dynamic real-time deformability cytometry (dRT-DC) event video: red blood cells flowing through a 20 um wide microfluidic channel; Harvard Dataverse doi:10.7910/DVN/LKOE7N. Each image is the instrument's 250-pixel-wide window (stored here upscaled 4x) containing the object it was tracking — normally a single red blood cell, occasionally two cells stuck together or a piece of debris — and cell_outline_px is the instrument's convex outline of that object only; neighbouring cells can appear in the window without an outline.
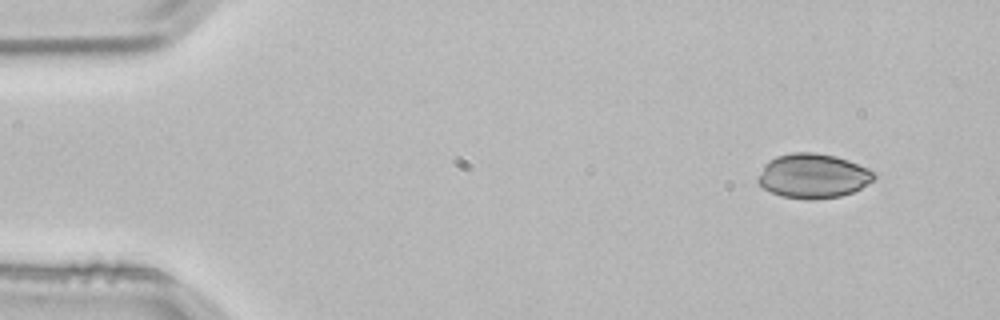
{"species": "common noctule bat (a hibernating species)", "species_latin": "Nyctalus noctula", "temperature_condition": "room temperature", "stored_images_in_passage": 3, "camera_frame_rate_fps": 3000, "um_per_image_px": 0.085, "animal": {"sex": "male", "body_mass_g": 21.5, "forearm_length_mm": 52.0}, "frame": {"image": 1, "passage_image": 1, "time_ms": 0.0, "image_size_px": [1000, 320], "cell_outline_px": [[876, 176], [872, 180], [860, 188], [852, 192], [840, 196], [816, 200], [808, 200], [780, 196], [764, 188], [756, 180], [764, 164], [768, 160], [776, 156], [792, 152], [816, 152], [836, 156], [848, 160], [868, 168], [876, 172]], "centroid_in_image_um": [69.09, 14.95], "position_along_channel_um": 15.9, "area_um2": 30.29}}
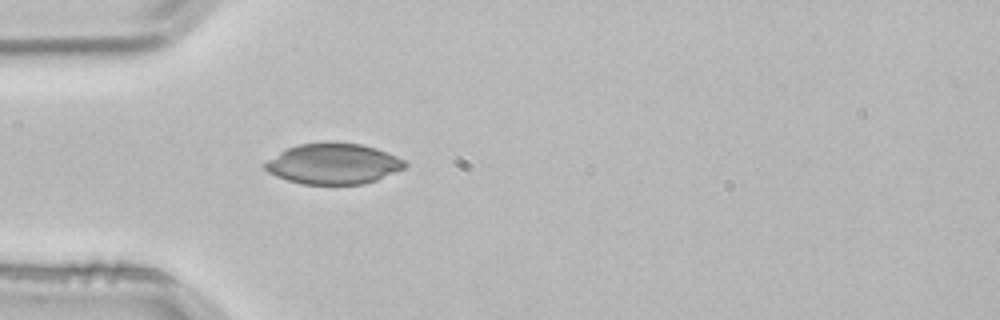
{"frame": {"image": 2, "passage_image": 3, "time_ms": 0.667, "image_size_px": [1000, 320], "cell_outline_px": [[408, 164], [404, 168], [376, 180], [364, 184], [300, 184], [276, 176], [268, 172], [264, 168], [264, 164], [268, 160], [280, 152], [296, 144], [328, 140], [360, 144], [376, 148], [396, 156], [404, 160]], "centroid_in_image_um": [28.32, 13.9], "position_along_channel_um": 56.7, "area_um2": 33.41}}